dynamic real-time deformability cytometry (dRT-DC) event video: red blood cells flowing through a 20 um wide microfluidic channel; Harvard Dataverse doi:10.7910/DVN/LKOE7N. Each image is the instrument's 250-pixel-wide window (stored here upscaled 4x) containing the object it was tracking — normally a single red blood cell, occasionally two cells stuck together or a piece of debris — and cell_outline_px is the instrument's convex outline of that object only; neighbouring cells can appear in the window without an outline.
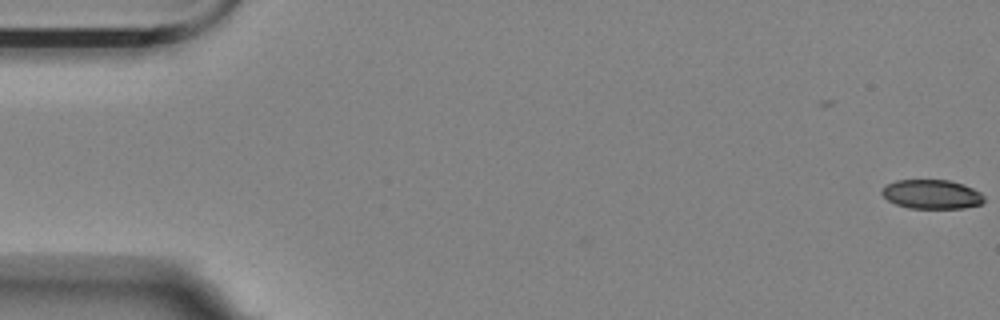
{"species": "Egyptian fruit bat (a non-hibernating species)", "species_latin": "Rousettus aegyptiacus", "temperature_condition": "room temperature", "stored_images_in_passage": 6, "camera_frame_rate_fps": 3000, "um_per_image_px": 0.085, "animal": {"sex": "female"}, "frame": {"image": 1, "passage_image": 1, "time_ms": 0.0, "image_size_px": [1000, 320], "cell_outline_px": [[984, 200], [980, 204], [964, 208], [908, 208], [896, 204], [888, 200], [880, 192], [888, 184], [896, 180], [948, 180], [964, 184], [980, 192], [984, 196]], "centroid_in_image_um": [79.21, 16.51], "position_along_channel_um": 5.8, "area_um2": 17.28}}
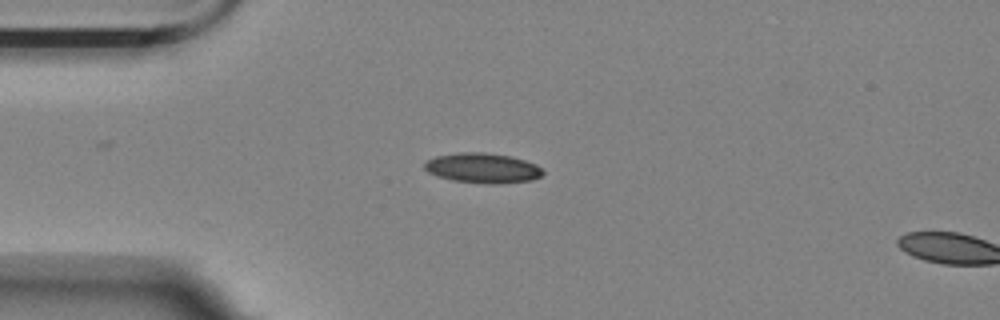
{"frame": {"image": 2, "passage_image": 5, "time_ms": 4.667, "image_size_px": [1000, 320], "cell_outline_px": [[544, 172], [540, 176], [532, 180], [500, 184], [488, 184], [452, 180], [436, 176], [428, 172], [424, 168], [424, 164], [428, 160], [436, 156], [460, 152], [484, 152], [512, 156], [536, 164]], "centroid_in_image_um": [41.02, 14.28], "position_along_channel_um": 44.0, "area_um2": 20.75}}